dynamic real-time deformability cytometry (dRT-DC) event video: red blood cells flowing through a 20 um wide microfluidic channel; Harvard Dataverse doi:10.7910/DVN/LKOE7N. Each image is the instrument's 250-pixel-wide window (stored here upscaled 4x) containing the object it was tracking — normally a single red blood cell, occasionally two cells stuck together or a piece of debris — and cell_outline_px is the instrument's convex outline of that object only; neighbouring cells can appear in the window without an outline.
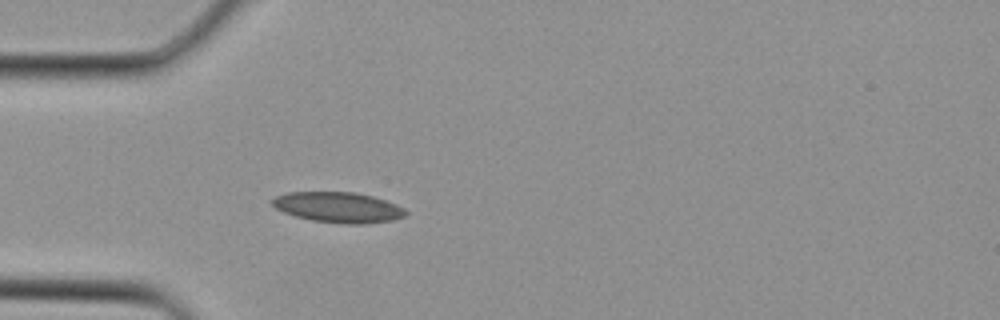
{"species": "Egyptian fruit bat (a non-hibernating species)", "species_latin": "Rousettus aegyptiacus", "temperature_condition": "cold", "stored_images_in_passage": 1, "camera_frame_rate_fps": 3000, "um_per_image_px": 0.085, "animal": {"sex": "female"}, "frame": {"image": 1, "passage_image": 1, "time_ms": 0.0, "image_size_px": [1000, 320], "cell_outline_px": [[408, 212], [404, 216], [392, 220], [364, 224], [344, 224], [312, 220], [296, 216], [284, 212], [276, 208], [272, 204], [272, 200], [276, 196], [288, 192], [352, 192], [372, 196], [396, 204], [404, 208]], "centroid_in_image_um": [28.76, 17.62], "position_along_channel_um": 56.2, "area_um2": 23.52}}